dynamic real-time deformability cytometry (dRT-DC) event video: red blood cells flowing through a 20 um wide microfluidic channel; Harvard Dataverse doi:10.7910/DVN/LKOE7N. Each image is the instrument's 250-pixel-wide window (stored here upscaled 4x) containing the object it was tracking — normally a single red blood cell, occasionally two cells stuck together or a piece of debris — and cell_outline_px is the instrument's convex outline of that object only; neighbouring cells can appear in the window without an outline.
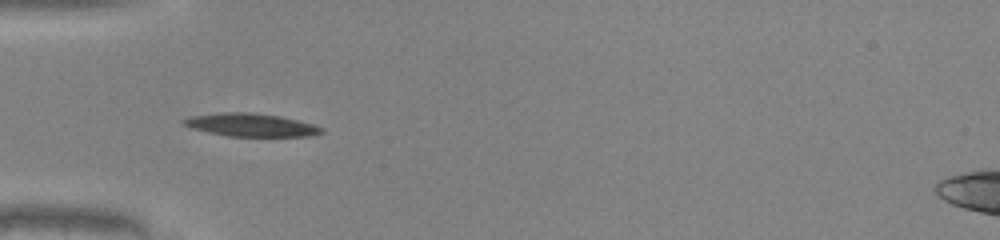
{"species": "common noctule bat (a hibernating species)", "species_latin": "Nyctalus noctula", "temperature_condition": "warm", "stored_images_in_passage": 35, "camera_frame_rate_fps": 3000, "um_per_image_px": 0.085, "animal": {"sex": "male", "body_mass_g": 20.0, "forearm_length_mm": 53.3}, "frame": {"image": 1, "passage_image": 3, "time_ms": 0.667, "image_size_px": [1000, 240], "cell_outline_px": [[324, 132], [316, 136], [228, 136], [208, 132], [192, 128], [184, 124], [180, 120], [188, 116], [220, 112], [252, 112], [280, 116], [312, 124], [324, 128]], "centroid_in_image_um": [21.32, 10.61], "position_along_channel_um": 63.7, "area_um2": 18.61}}
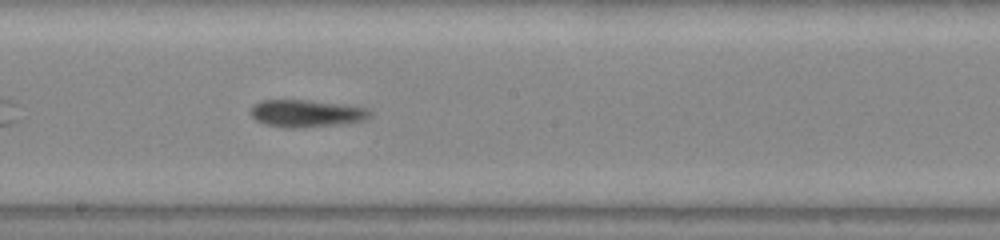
{"frame": {"image": 2, "passage_image": 15, "time_ms": 4.667, "image_size_px": [1000, 240], "cell_outline_px": [[372, 116], [368, 120], [340, 124], [296, 128], [284, 128], [264, 124], [256, 120], [248, 112], [252, 104], [260, 100], [308, 100], [368, 108], [372, 112]], "centroid_in_image_um": [26.01, 9.64], "position_along_channel_um": 222.2, "area_um2": 19.25}}
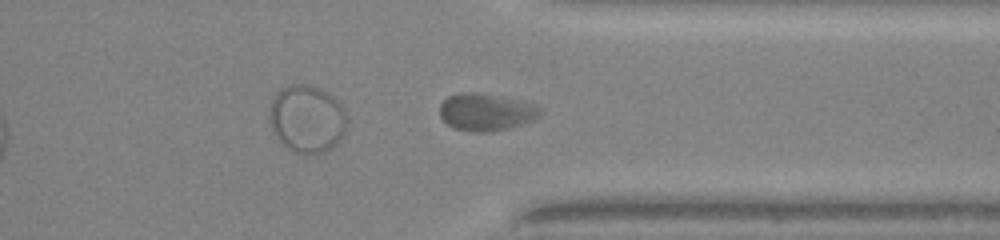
{"frame": {"image": 3, "passage_image": 26, "time_ms": 8.333, "image_size_px": [1000, 240], "cell_outline_px": [[544, 112], [536, 120], [508, 128], [488, 132], [476, 132], [452, 128], [440, 116], [440, 104], [448, 96], [460, 92], [468, 92], [524, 100], [540, 108]], "centroid_in_image_um": [41.34, 9.53], "position_along_channel_um": 370.1, "area_um2": 21.85}, "authors_computed_cell_mechanics": {"area_um2": 19.4208, "velocity_mm_per_s": 4.0363, "shape_relaxation_time_tau1_ms": 10.2904, "shape_relaxation_time_tau2_ms": 0.9591, "deformation_change_tau1": 0.1675, "deformation_change_tau2": 0.0486}}